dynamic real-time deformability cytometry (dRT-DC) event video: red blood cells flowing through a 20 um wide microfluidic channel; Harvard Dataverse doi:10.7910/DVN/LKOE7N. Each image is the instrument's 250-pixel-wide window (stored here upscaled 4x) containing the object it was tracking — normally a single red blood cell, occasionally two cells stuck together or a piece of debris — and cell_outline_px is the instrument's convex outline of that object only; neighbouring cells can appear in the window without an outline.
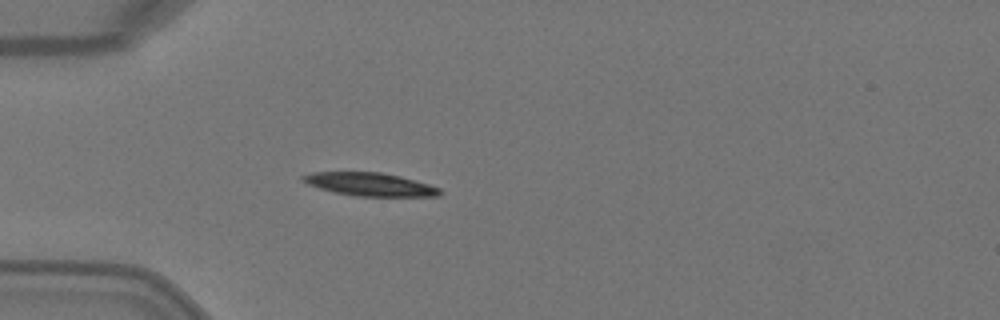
{"species": "Egyptian fruit bat (a non-hibernating species)", "species_latin": "Rousettus aegyptiacus", "temperature_condition": "warm", "stored_images_in_passage": 2, "camera_frame_rate_fps": 3000, "um_per_image_px": 0.085, "animal": {"sex": "female"}, "frame": {"image": 1, "passage_image": 2, "time_ms": 0.333, "image_size_px": [1000, 320], "cell_outline_px": [[440, 196], [352, 196], [320, 188], [308, 184], [300, 180], [300, 176], [312, 172], [380, 172], [400, 176], [428, 184], [440, 188]], "centroid_in_image_um": [31.41, 15.66], "position_along_channel_um": 53.6, "area_um2": 18.38}}